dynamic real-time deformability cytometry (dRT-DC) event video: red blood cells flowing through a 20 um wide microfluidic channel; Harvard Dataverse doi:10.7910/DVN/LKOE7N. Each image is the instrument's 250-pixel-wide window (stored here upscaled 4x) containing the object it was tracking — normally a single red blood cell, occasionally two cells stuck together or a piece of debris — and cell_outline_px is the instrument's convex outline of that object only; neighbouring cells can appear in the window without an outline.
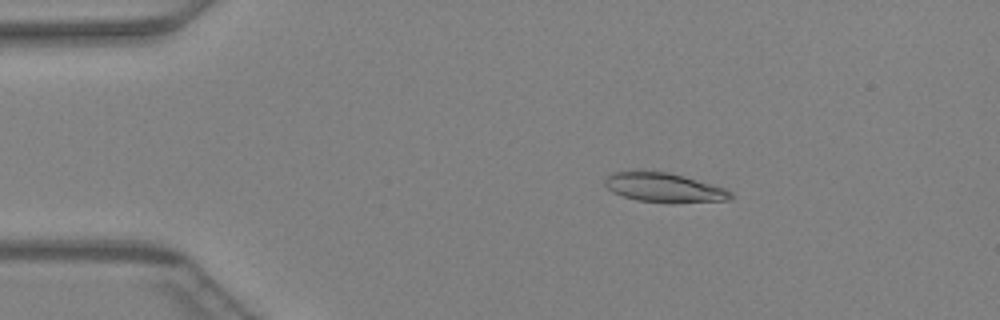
{"species": "Egyptian fruit bat (a non-hibernating species)", "species_latin": "Rousettus aegyptiacus", "temperature_condition": "warm", "stored_images_in_passage": 47, "camera_frame_rate_fps": 3000, "um_per_image_px": 0.085, "animal": {"sex": "female"}, "frame": {"image": 1, "passage_image": 9, "time_ms": 2.667, "image_size_px": [1000, 320], "cell_outline_px": [[732, 200], [636, 200], [612, 192], [604, 184], [604, 180], [612, 172], [668, 172], [684, 176], [724, 188], [732, 192]], "centroid_in_image_um": [56.39, 15.9], "position_along_channel_um": 28.6, "area_um2": 20.11}}
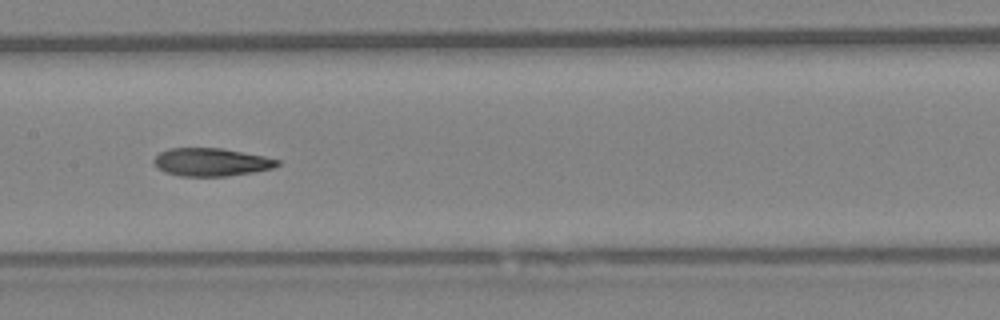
{"frame": {"image": 2, "passage_image": 24, "time_ms": 7.667, "image_size_px": [1000, 320], "cell_outline_px": [[280, 164], [272, 168], [252, 172], [228, 176], [180, 176], [164, 172], [152, 160], [160, 152], [168, 148], [220, 148], [264, 156], [280, 160]], "centroid_in_image_um": [17.95, 13.78], "position_along_channel_um": 189.5, "area_um2": 20.0}}
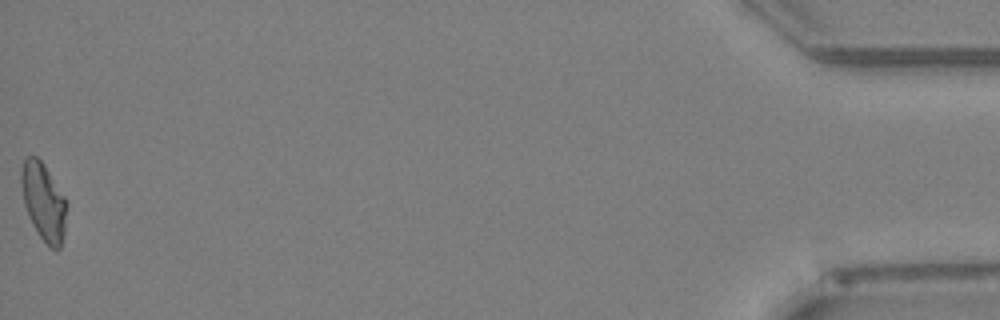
{"frame": {"image": 3, "passage_image": 47, "time_ms": 15.333, "image_size_px": [1000, 320], "cell_outline_px": [[68, 204], [64, 232], [60, 248], [52, 248], [40, 236], [32, 224], [24, 204], [20, 180], [20, 172], [24, 160], [28, 156], [36, 156], [44, 164], [64, 196]], "centroid_in_image_um": [3.7, 17.11], "position_along_channel_um": 431.5, "area_um2": 20.35}}